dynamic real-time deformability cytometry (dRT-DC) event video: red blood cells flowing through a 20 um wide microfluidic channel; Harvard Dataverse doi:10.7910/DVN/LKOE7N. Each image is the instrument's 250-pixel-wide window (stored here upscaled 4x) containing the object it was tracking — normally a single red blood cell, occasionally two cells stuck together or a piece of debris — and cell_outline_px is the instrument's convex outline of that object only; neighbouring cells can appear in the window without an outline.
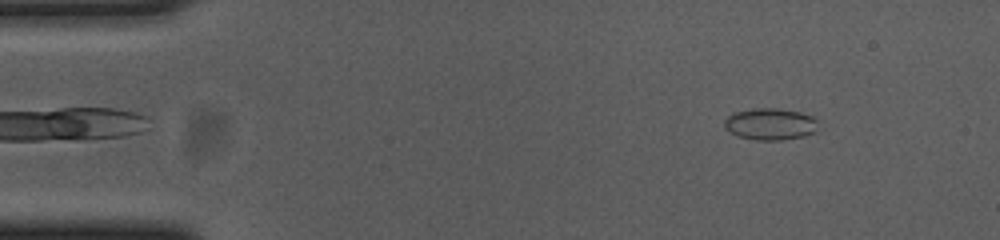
{"species": "common noctule bat (a hibernating species)", "species_latin": "Nyctalus noctula", "temperature_condition": "cold", "stored_images_in_passage": 54, "camera_frame_rate_fps": 3000, "um_per_image_px": 0.085, "animal": {"sex": "female", "body_mass_g": 23.0, "forearm_length_mm": 53.4}, "frame": {"image": 1, "passage_image": 6, "time_ms": 1.667, "image_size_px": [1000, 240], "cell_outline_px": [[816, 132], [804, 136], [780, 140], [756, 140], [736, 136], [728, 132], [724, 128], [724, 120], [728, 116], [736, 112], [752, 108], [776, 108], [800, 112], [812, 116], [816, 120]], "centroid_in_image_um": [65.44, 10.55], "position_along_channel_um": 19.6, "area_um2": 17.46}}
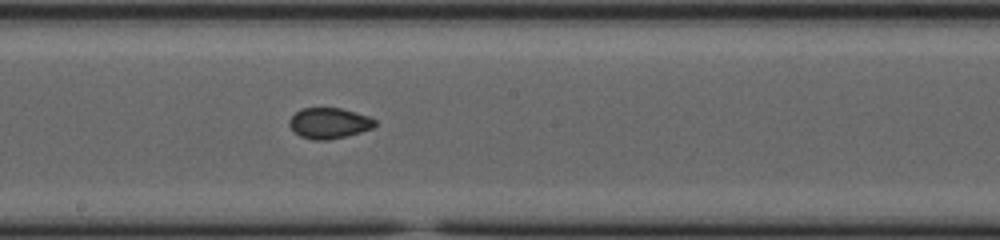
{"frame": {"image": 2, "passage_image": 29, "time_ms": 9.333, "image_size_px": [1000, 240], "cell_outline_px": [[376, 124], [372, 128], [360, 132], [328, 140], [312, 140], [300, 136], [288, 124], [288, 120], [300, 108], [340, 108], [368, 116], [376, 120]], "centroid_in_image_um": [27.95, 10.46], "position_along_channel_um": 220.2, "area_um2": 15.2}}
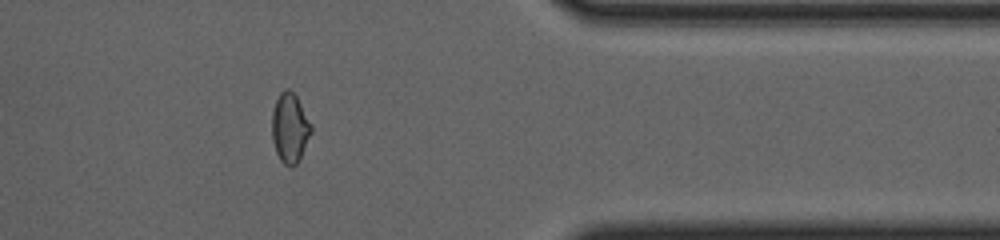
{"frame": {"image": 3, "passage_image": 44, "time_ms": 14.333, "image_size_px": [1000, 240], "cell_outline_px": [[312, 132], [300, 160], [292, 168], [284, 164], [280, 160], [276, 152], [272, 140], [272, 112], [276, 100], [280, 92], [284, 88], [288, 88], [296, 96], [312, 124]], "centroid_in_image_um": [24.64, 10.9], "position_along_channel_um": 386.8, "area_um2": 16.13}, "authors_computed_cell_mechanics": {"area_um2": 15.8661, "velocity_mm_per_s": 3.714, "shape_relaxation_time_tau1_ms": null, "shape_relaxation_time_tau2_ms": 1.6645, "deformation_change_tau1": null, "deformation_change_tau2": 0.0581}}